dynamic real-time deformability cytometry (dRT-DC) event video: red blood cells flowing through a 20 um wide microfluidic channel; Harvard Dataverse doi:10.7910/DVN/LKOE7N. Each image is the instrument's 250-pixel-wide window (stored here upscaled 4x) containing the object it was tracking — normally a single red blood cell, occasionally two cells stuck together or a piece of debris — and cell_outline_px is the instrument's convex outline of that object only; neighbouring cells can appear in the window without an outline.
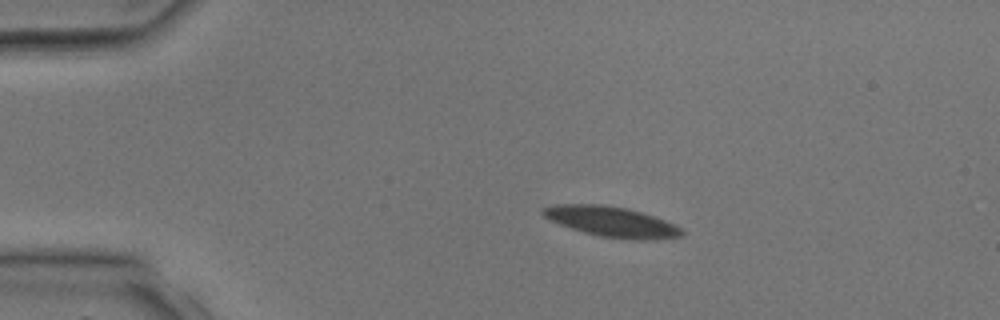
{"species": "common noctule bat (a hibernating species)", "species_latin": "Nyctalus noctula", "temperature_condition": "room temperature", "stored_images_in_passage": 2, "camera_frame_rate_fps": 3000, "um_per_image_px": 0.085, "animal": {"sex": "male", "body_mass_g": 17.9, "forearm_length_mm": 54.2}, "frame": {"image": 1, "passage_image": 1, "time_ms": 0.0, "image_size_px": [1000, 320], "cell_outline_px": [[684, 236], [652, 240], [632, 240], [600, 236], [584, 232], [560, 224], [544, 216], [540, 212], [544, 208], [556, 204], [604, 204], [624, 208], [640, 212], [664, 220], [680, 228], [684, 232]], "centroid_in_image_um": [52.0, 18.85], "position_along_channel_um": 33.0, "area_um2": 24.22}}